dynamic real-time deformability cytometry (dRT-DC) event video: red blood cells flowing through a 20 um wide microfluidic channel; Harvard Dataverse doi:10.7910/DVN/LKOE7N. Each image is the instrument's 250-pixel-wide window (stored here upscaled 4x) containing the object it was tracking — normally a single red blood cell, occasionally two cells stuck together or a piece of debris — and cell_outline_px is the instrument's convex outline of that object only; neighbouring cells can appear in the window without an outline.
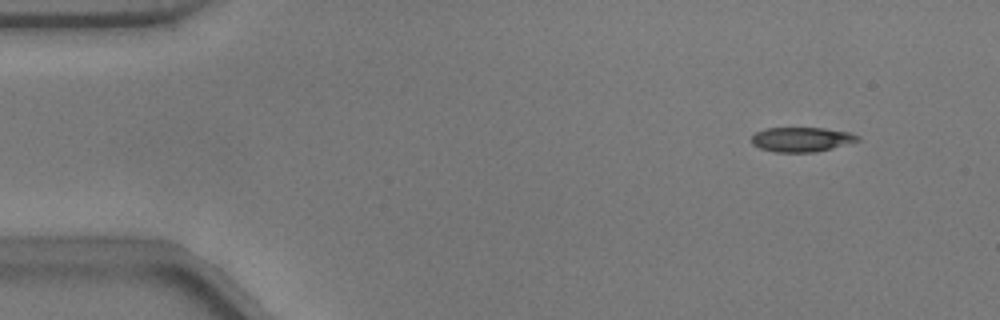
{"species": "common noctule bat (a hibernating species)", "species_latin": "Nyctalus noctula", "temperature_condition": "warm", "stored_images_in_passage": 9, "camera_frame_rate_fps": 3000, "um_per_image_px": 0.085, "animal": {"sex": "male", "body_mass_g": 17.9}, "frame": {"image": 1, "passage_image": 1, "time_ms": 0.0, "image_size_px": [1000, 320], "cell_outline_px": [[860, 140], [832, 148], [816, 152], [776, 152], [760, 148], [752, 144], [752, 136], [756, 132], [764, 128], [824, 128], [848, 132], [860, 136]], "centroid_in_image_um": [68.12, 11.85], "position_along_channel_um": 16.9, "area_um2": 15.14}}